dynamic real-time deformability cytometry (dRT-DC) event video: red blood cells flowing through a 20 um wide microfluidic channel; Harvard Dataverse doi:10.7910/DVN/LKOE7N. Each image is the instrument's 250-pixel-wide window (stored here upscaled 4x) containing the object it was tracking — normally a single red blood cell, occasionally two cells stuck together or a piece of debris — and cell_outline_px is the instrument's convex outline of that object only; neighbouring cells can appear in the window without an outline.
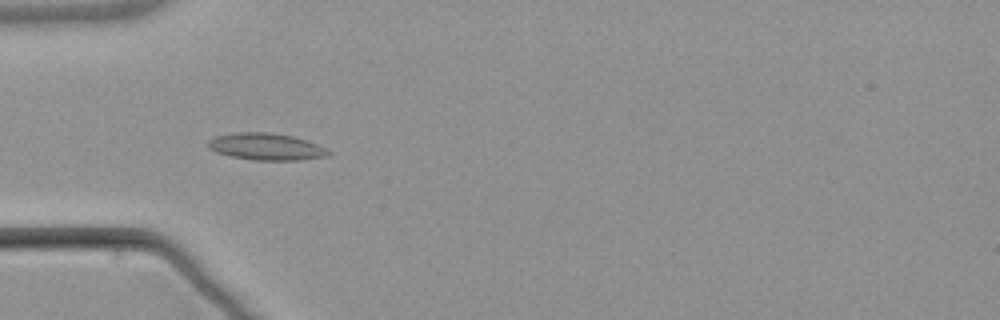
{"species": "common noctule bat (a hibernating species)", "species_latin": "Nyctalus noctula", "temperature_condition": "warm", "stored_images_in_passage": 10, "camera_frame_rate_fps": 3000, "um_per_image_px": 0.085, "animal": {"sex": "male", "body_mass_g": 21.5, "forearm_length_mm": 52.0}, "frame": {"image": 1, "passage_image": 6, "time_ms": 5.667, "image_size_px": [1000, 320], "cell_outline_px": [[332, 152], [324, 156], [300, 160], [252, 160], [232, 156], [216, 152], [208, 148], [208, 140], [216, 136], [232, 132], [272, 132], [292, 136], [308, 140]], "centroid_in_image_um": [22.59, 12.45], "position_along_channel_um": 62.4, "area_um2": 18.84}}
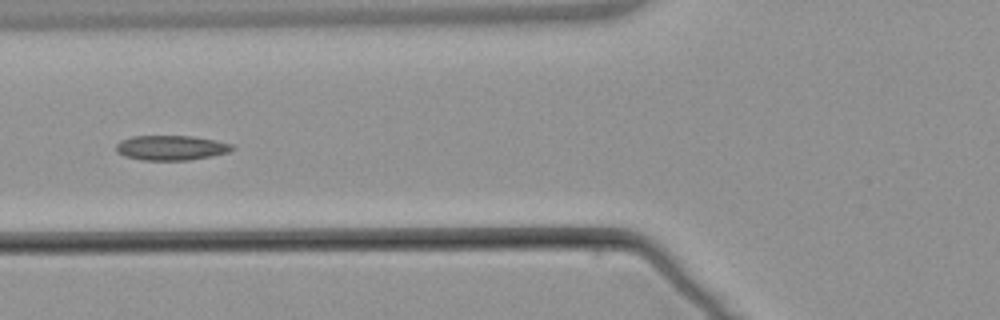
{"frame": {"image": 2, "passage_image": 7, "time_ms": 7.0, "image_size_px": [1000, 320], "cell_outline_px": [[236, 148], [228, 152], [212, 156], [188, 160], [140, 160], [124, 156], [116, 152], [116, 144], [120, 140], [132, 136], [192, 136], [232, 144]], "centroid_in_image_um": [14.51, 12.56], "position_along_channel_um": 111.3, "area_um2": 16.82}}